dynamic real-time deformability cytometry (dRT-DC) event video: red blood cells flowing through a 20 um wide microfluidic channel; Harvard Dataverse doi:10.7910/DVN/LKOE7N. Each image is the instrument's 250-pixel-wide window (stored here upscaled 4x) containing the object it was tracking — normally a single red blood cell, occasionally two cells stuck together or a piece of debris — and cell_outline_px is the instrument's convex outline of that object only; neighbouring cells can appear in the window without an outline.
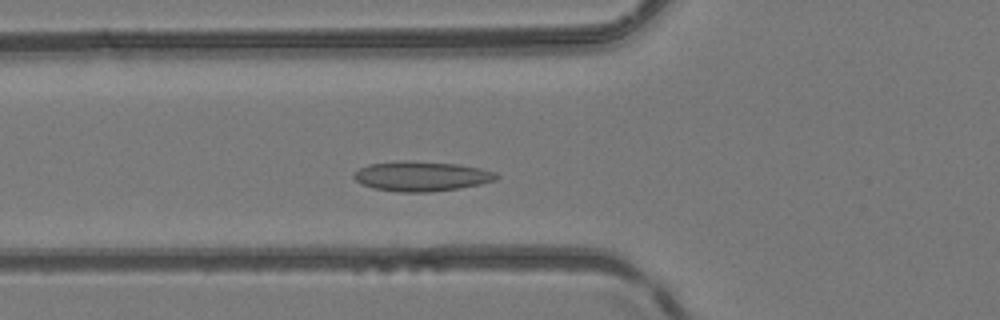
{"species": "common noctule bat (a hibernating species)", "species_latin": "Nyctalus noctula", "temperature_condition": "room temperature", "stored_images_in_passage": 43, "camera_frame_rate_fps": 3000, "um_per_image_px": 0.085, "animal": {"sex": "female", "body_mass_g": 24.6, "forearm_length_mm": 56.2}, "frame": {"image": 1, "passage_image": 13, "time_ms": 4.0, "image_size_px": [1000, 320], "cell_outline_px": [[500, 176], [496, 180], [480, 184], [460, 188], [432, 192], [400, 192], [372, 188], [360, 184], [352, 176], [360, 168], [368, 164], [408, 160], [456, 164], [480, 168], [496, 172]], "centroid_in_image_um": [35.83, 14.98], "position_along_channel_um": 90.0, "area_um2": 24.85}}
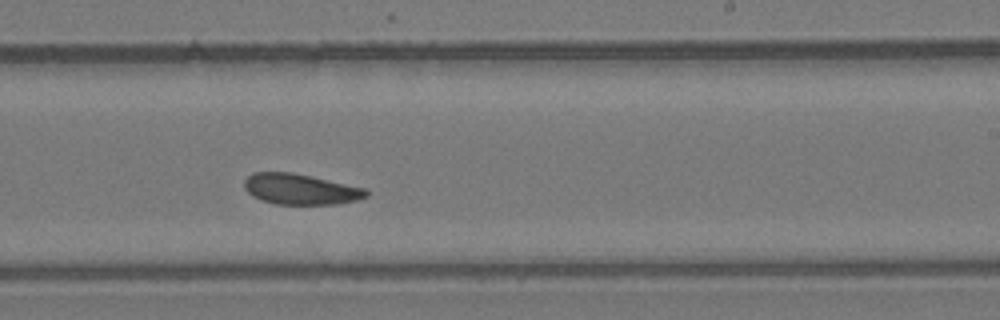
{"frame": {"image": 2, "passage_image": 25, "time_ms": 8.0, "image_size_px": [1000, 320], "cell_outline_px": [[368, 196], [356, 200], [336, 204], [276, 204], [260, 200], [252, 196], [244, 188], [244, 180], [252, 172], [292, 172], [364, 188], [368, 192]], "centroid_in_image_um": [25.49, 16.08], "position_along_channel_um": 263.5, "area_um2": 21.68}}
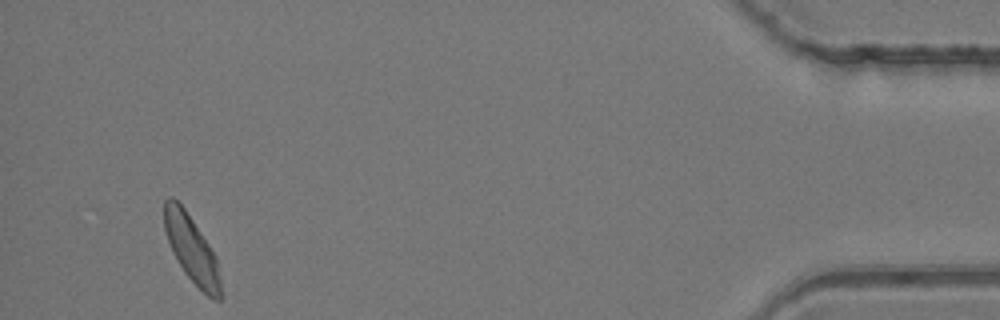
{"frame": {"image": 3, "passage_image": 41, "time_ms": 13.333, "image_size_px": [1000, 320], "cell_outline_px": [[224, 296], [220, 300], [216, 300], [208, 296], [184, 272], [168, 240], [164, 228], [164, 200], [168, 196], [172, 196], [184, 208], [216, 256]], "centroid_in_image_um": [16.32, 21.2], "position_along_channel_um": 418.9, "area_um2": 21.62}}